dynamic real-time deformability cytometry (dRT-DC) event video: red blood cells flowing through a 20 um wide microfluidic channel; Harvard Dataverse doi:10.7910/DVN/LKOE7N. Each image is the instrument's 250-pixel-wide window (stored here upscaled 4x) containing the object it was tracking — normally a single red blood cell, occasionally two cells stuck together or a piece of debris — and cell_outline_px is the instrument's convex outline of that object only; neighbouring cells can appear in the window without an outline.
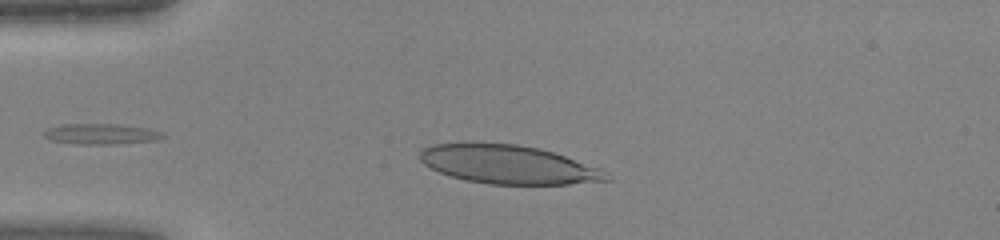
{"species": "human", "species_latin": "Homo sapiens", "temperature_condition": "warm", "stored_images_in_passage": 37, "camera_frame_rate_fps": 3000, "um_per_image_px": 0.085, "donor": {"sex": "female"}, "frame": {"image": 1, "passage_image": 7, "time_ms": 2.0, "image_size_px": [1000, 240], "cell_outline_px": [[612, 180], [568, 184], [488, 184], [464, 180], [440, 172], [424, 164], [416, 156], [420, 148], [432, 144], [516, 144], [540, 148], [600, 168], [608, 172], [612, 176]], "centroid_in_image_um": [43.21, 13.99], "position_along_channel_um": 41.8, "area_um2": 41.85}}
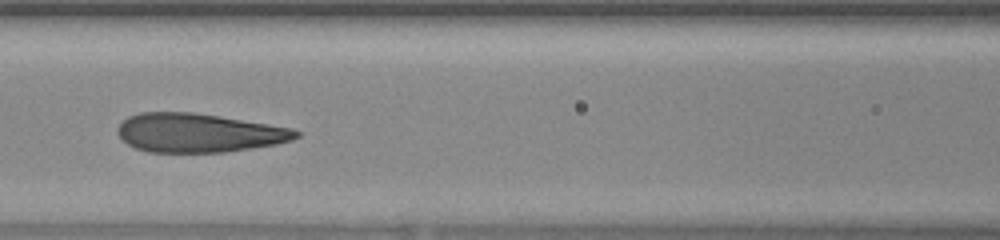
{"frame": {"image": 2, "passage_image": 16, "time_ms": 5.0, "image_size_px": [1000, 240], "cell_outline_px": [[300, 136], [292, 140], [276, 144], [252, 148], [224, 152], [148, 152], [136, 148], [128, 144], [116, 132], [116, 128], [128, 116], [140, 112], [192, 112], [220, 116], [292, 128], [300, 132]], "centroid_in_image_um": [16.88, 11.29], "position_along_channel_um": 149.7, "area_um2": 40.34}}
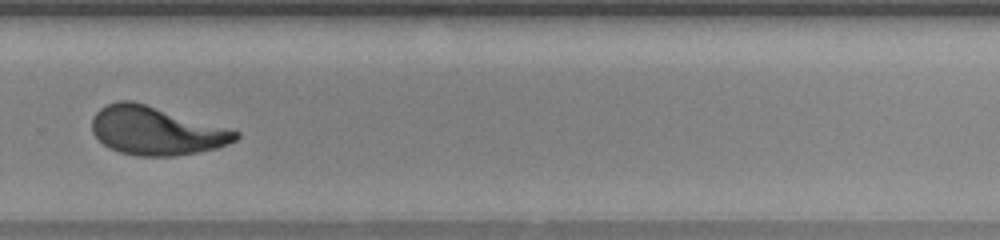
{"frame": {"image": 3, "passage_image": 27, "time_ms": 8.667, "image_size_px": [1000, 240], "cell_outline_px": [[240, 136], [236, 140], [216, 148], [196, 152], [172, 156], [140, 156], [120, 152], [108, 148], [92, 132], [92, 116], [100, 108], [108, 104], [120, 100], [132, 100], [240, 132]], "centroid_in_image_um": [13.22, 11.11], "position_along_channel_um": 316.6, "area_um2": 40.06}}